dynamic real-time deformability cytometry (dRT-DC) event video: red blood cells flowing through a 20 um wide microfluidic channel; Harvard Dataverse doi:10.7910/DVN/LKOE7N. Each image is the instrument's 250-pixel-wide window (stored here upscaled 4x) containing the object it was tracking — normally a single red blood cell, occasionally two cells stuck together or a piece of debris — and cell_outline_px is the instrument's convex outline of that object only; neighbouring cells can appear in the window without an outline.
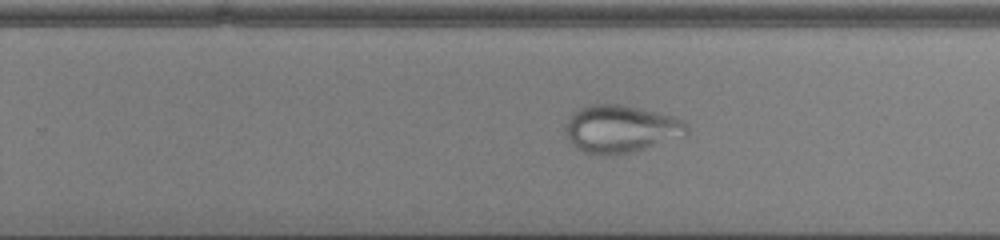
{"species": "common noctule bat (a hibernating species)", "species_latin": "Nyctalus noctula", "temperature_condition": "cold", "stored_images_in_passage": 49, "camera_frame_rate_fps": 3000, "um_per_image_px": 0.085, "animal": {"sex": "male", "body_mass_g": 13.0, "forearm_length_mm": 53.1}, "frame": {"image": 1, "passage_image": 35, "time_ms": 11.333, "image_size_px": [1000, 240], "cell_outline_px": [[688, 132], [644, 148], [632, 152], [604, 156], [584, 152], [576, 148], [568, 140], [564, 128], [572, 112], [580, 108], [592, 104], [624, 104], [672, 116], [684, 120], [688, 124]], "centroid_in_image_um": [52.69, 10.94], "position_along_channel_um": 277.1, "area_um2": 33.35}}